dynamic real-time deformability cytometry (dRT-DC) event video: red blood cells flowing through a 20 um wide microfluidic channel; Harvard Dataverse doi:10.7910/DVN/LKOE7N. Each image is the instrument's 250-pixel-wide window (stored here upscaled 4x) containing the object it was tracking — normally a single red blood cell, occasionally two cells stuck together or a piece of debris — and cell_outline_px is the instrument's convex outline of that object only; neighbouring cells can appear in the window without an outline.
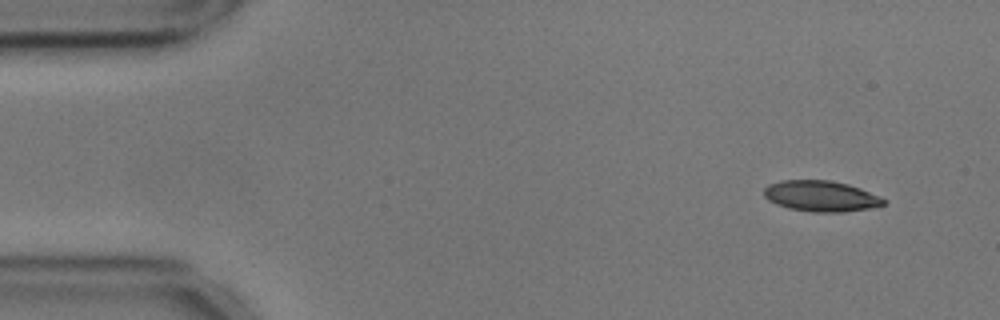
{"species": "common noctule bat (a hibernating species)", "species_latin": "Nyctalus noctula", "temperature_condition": "cold", "stored_images_in_passage": 52, "camera_frame_rate_fps": 3000, "um_per_image_px": 0.085, "animal": {"sex": "male", "body_mass_g": 17.9, "forearm_length_mm": 54.2}, "frame": {"image": 1, "passage_image": 1, "time_ms": 0.0, "image_size_px": [1000, 320], "cell_outline_px": [[888, 200], [884, 204], [872, 208], [844, 212], [812, 212], [788, 208], [776, 204], [768, 200], [764, 196], [764, 188], [768, 184], [780, 180], [828, 180], [848, 184], [860, 188], [880, 196]], "centroid_in_image_um": [69.78, 16.67], "position_along_channel_um": 15.2, "area_um2": 21.68}}
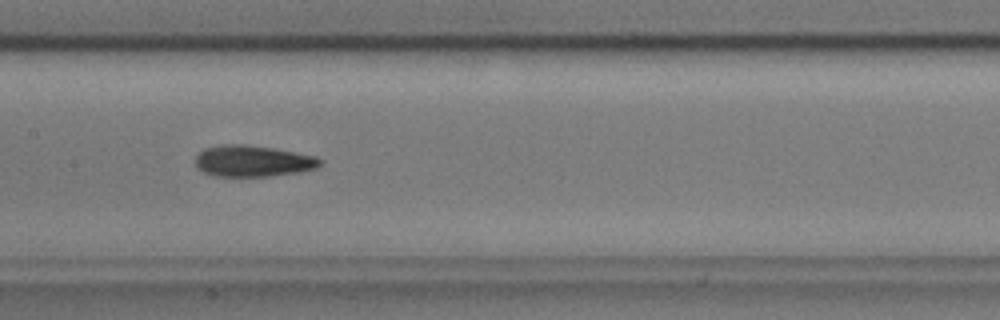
{"frame": {"image": 2, "passage_image": 23, "time_ms": 7.333, "image_size_px": [1000, 320], "cell_outline_px": [[324, 160], [316, 168], [300, 172], [268, 176], [216, 176], [204, 172], [196, 168], [196, 156], [204, 148], [224, 144], [240, 144], [272, 148], [316, 156]], "centroid_in_image_um": [21.49, 13.69], "position_along_channel_um": 185.9, "area_um2": 22.66}}
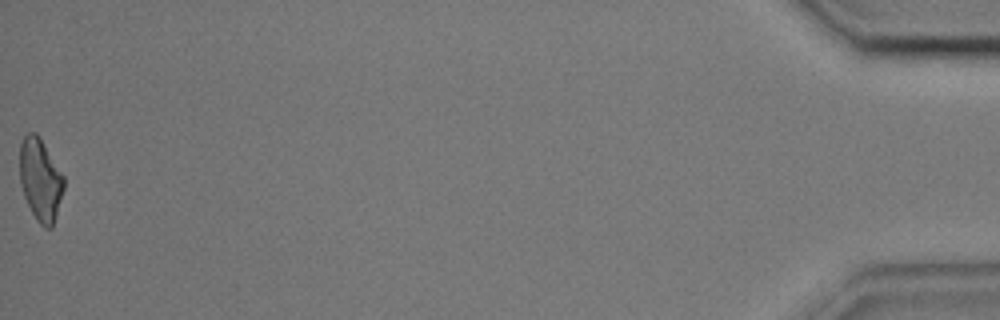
{"frame": {"image": 3, "passage_image": 52, "time_ms": 17.0, "image_size_px": [1000, 320], "cell_outline_px": [[64, 188], [56, 216], [52, 228], [44, 228], [36, 220], [24, 196], [20, 184], [20, 144], [24, 136], [28, 132], [36, 132], [40, 136], [64, 176]], "centroid_in_image_um": [3.43, 15.26], "position_along_channel_um": 431.8, "area_um2": 21.27}, "authors_computed_cell_mechanics": {"area_um2": 22.1085, "velocity_mm_per_s": 3.5841, "shape_relaxation_time_tau1_ms": 3.3409, "shape_relaxation_time_tau2_ms": 2.6527, "deformation_change_tau1": 0.1338, "deformation_change_tau2": 0.1013}}